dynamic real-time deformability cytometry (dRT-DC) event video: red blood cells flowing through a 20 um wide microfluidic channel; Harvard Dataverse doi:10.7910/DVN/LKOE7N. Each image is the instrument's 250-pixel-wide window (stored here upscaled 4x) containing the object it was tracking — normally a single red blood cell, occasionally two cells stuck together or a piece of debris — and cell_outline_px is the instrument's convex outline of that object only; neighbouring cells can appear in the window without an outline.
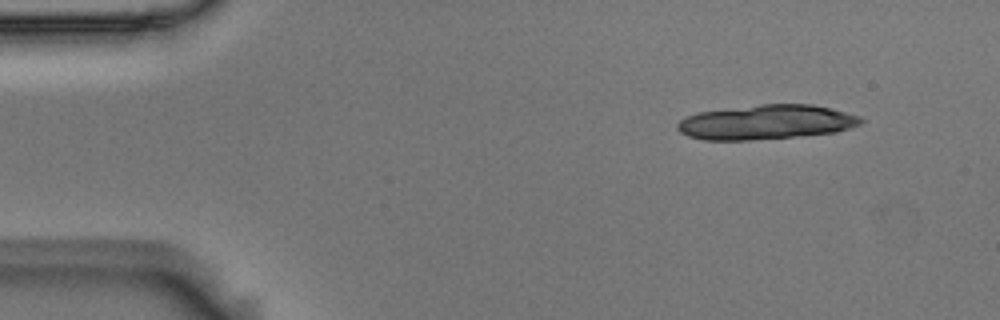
{"species": "Egyptian fruit bat (a non-hibernating species)", "species_latin": "Rousettus aegyptiacus", "temperature_condition": "room temperature", "stored_images_in_passage": 16, "camera_frame_rate_fps": 3000, "um_per_image_px": 0.085, "animal": {"sex": "male"}, "frame": {"image": 1, "passage_image": 3, "time_ms": 0.667, "image_size_px": [1000, 320], "cell_outline_px": [[864, 120], [860, 124], [836, 132], [748, 140], [704, 140], [688, 136], [680, 132], [676, 128], [676, 124], [680, 120], [688, 116], [700, 112], [760, 104], [812, 104], [860, 116]], "centroid_in_image_um": [65.09, 10.38], "position_along_channel_um": 19.9, "area_um2": 36.47}}